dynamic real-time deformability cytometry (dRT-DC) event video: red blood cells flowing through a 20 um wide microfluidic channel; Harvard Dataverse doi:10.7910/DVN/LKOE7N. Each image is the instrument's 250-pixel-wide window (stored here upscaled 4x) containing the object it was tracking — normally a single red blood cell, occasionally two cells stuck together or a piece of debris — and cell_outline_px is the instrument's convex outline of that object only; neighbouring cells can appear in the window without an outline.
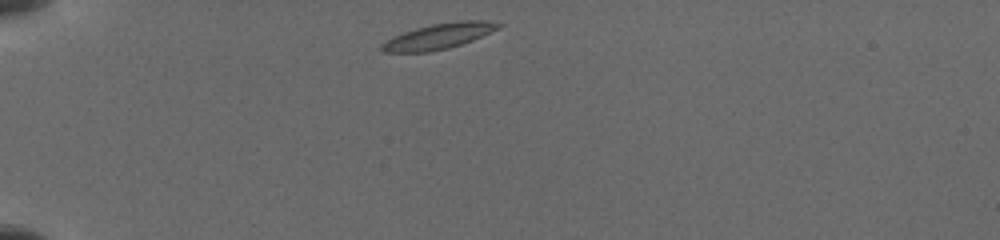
{"species": "common noctule bat (a hibernating species)", "species_latin": "Nyctalus noctula", "temperature_condition": "cold", "stored_images_in_passage": 7, "camera_frame_rate_fps": 3000, "um_per_image_px": 0.085, "animal": {"sex": "female", "body_mass_g": 19.5, "forearm_length_mm": 54.1}, "frame": {"image": 1, "passage_image": 1, "time_ms": 0.0, "image_size_px": [1000, 240], "cell_outline_px": [[504, 24], [500, 28], [472, 40], [448, 48], [428, 52], [384, 52], [380, 48], [380, 44], [404, 32], [416, 28], [432, 24], [460, 20], [488, 20]], "centroid_in_image_um": [37.34, 3.06], "position_along_channel_um": 47.7, "area_um2": 17.22}}